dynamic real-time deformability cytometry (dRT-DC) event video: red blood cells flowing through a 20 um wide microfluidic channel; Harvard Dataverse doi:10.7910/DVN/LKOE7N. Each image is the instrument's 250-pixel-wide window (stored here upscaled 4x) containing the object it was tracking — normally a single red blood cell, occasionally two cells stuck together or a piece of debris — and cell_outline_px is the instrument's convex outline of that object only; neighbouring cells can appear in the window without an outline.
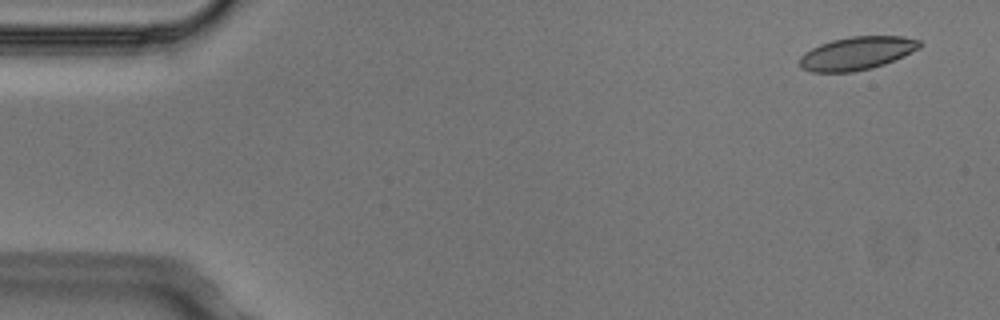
{"species": "Egyptian fruit bat (a non-hibernating species)", "species_latin": "Rousettus aegyptiacus", "temperature_condition": "cold", "stored_images_in_passage": 5, "camera_frame_rate_fps": 3000, "um_per_image_px": 0.085, "animal": {"sex": "male"}, "frame": {"image": 1, "passage_image": 1, "time_ms": 0.0, "image_size_px": [1000, 320], "cell_outline_px": [[924, 44], [920, 48], [904, 56], [884, 64], [872, 68], [852, 72], [812, 72], [800, 68], [800, 56], [804, 52], [820, 44], [832, 40], [852, 36], [904, 36], [920, 40]], "centroid_in_image_um": [72.86, 4.53], "position_along_channel_um": 12.1, "area_um2": 23.35}}
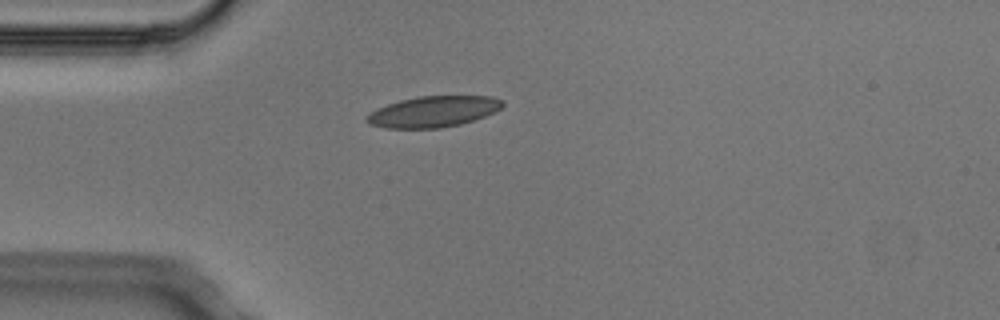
{"frame": {"image": 2, "passage_image": 4, "time_ms": 1.0, "image_size_px": [1000, 320], "cell_outline_px": [[504, 104], [500, 108], [484, 116], [460, 124], [440, 128], [388, 128], [368, 124], [364, 120], [364, 116], [376, 108], [400, 100], [416, 96], [492, 96], [504, 100]], "centroid_in_image_um": [36.78, 9.48], "position_along_channel_um": 48.2, "area_um2": 24.57}}